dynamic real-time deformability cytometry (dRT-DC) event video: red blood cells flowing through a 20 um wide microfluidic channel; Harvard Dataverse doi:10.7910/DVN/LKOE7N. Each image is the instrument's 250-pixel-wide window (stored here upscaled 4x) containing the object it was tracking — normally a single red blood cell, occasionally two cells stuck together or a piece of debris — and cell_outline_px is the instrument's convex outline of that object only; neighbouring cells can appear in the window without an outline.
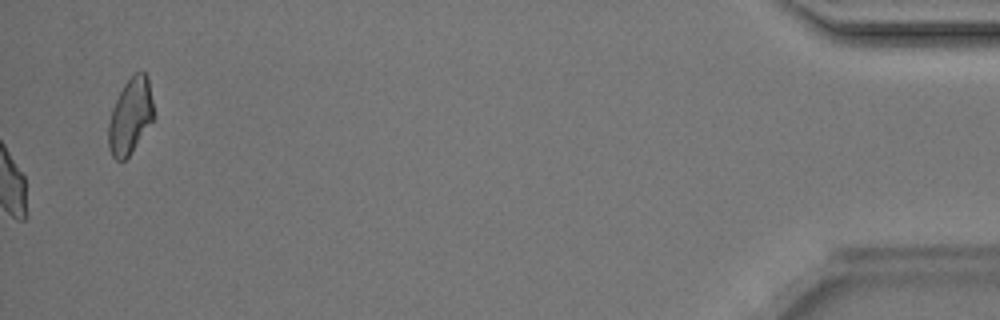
{"species": "Egyptian fruit bat (a non-hibernating species)", "species_latin": "Rousettus aegyptiacus", "temperature_condition": "room temperature", "stored_images_in_passage": 36, "camera_frame_rate_fps": 3000, "um_per_image_px": 0.085, "animal": {"sex": "male"}, "frame": {"image": 1, "passage_image": 36, "time_ms": 11.667, "image_size_px": [1000, 320], "cell_outline_px": [[156, 116], [128, 156], [124, 160], [116, 160], [112, 156], [108, 148], [108, 124], [112, 108], [124, 84], [136, 72], [144, 72], [148, 76]], "centroid_in_image_um": [11.09, 9.86], "position_along_channel_um": 424.1, "area_um2": 20.0}, "authors_computed_cell_mechanics": {"area_um2": 18.496, "velocity_mm_per_s": 4.1892, "shape_relaxation_time_tau1_ms": 3.9448, "shape_relaxation_time_tau2_ms": 1.4045, "deformation_change_tau1": 0.0958, "deformation_change_tau2": 0.0767}}